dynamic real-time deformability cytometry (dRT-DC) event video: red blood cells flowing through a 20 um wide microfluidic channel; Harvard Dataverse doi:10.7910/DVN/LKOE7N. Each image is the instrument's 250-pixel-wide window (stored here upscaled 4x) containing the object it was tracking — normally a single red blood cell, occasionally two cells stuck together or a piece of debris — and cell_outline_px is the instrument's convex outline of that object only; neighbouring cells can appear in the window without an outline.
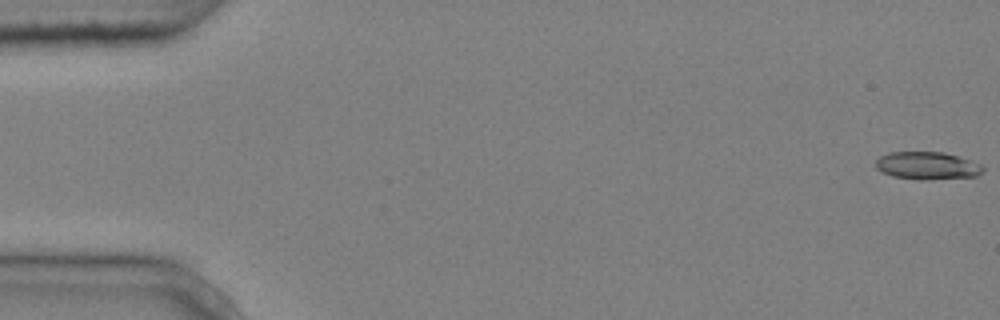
{"species": "common noctule bat (a hibernating species)", "species_latin": "Nyctalus noctula", "temperature_condition": "cold", "stored_images_in_passage": 5, "camera_frame_rate_fps": 3000, "um_per_image_px": 0.085, "animal": {"sex": "male", "body_mass_g": 20.4}, "frame": {"image": 1, "passage_image": 1, "time_ms": 0.0, "image_size_px": [1000, 320], "cell_outline_px": [[984, 172], [976, 176], [928, 180], [920, 180], [892, 176], [880, 172], [876, 168], [876, 160], [880, 156], [888, 152], [944, 152], [960, 156], [980, 164], [984, 168]], "centroid_in_image_um": [78.81, 14.08], "position_along_channel_um": 6.2, "area_um2": 17.51}}
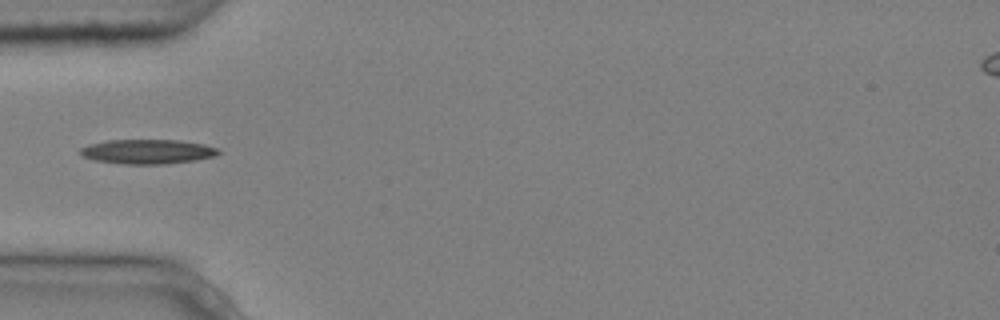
{"frame": {"image": 2, "passage_image": 5, "time_ms": 1.333, "image_size_px": [1000, 320], "cell_outline_px": [[220, 152], [216, 156], [196, 160], [164, 164], [124, 164], [92, 160], [80, 156], [80, 148], [88, 144], [108, 140], [180, 140], [204, 144], [216, 148]], "centroid_in_image_um": [12.5, 12.89], "position_along_channel_um": 72.5, "area_um2": 19.88}}